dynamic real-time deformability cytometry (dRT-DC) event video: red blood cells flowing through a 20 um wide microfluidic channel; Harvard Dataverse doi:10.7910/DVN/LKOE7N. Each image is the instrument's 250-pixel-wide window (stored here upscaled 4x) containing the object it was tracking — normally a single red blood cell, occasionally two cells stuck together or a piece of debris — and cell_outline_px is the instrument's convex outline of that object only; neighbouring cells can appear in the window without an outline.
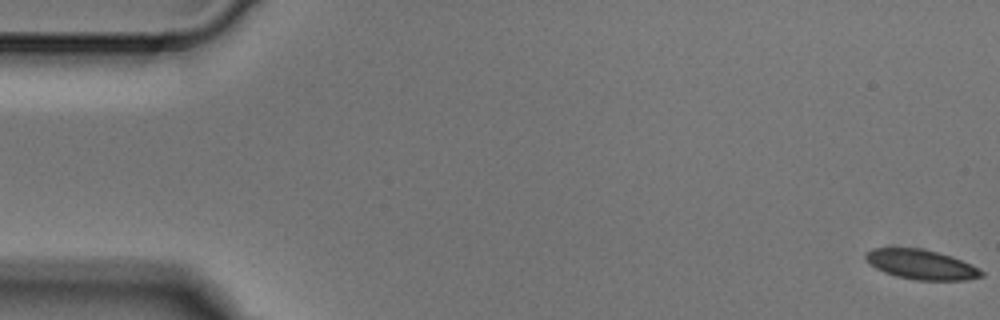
{"species": "Egyptian fruit bat (a non-hibernating species)", "species_latin": "Rousettus aegyptiacus", "temperature_condition": "cold", "stored_images_in_passage": 7, "camera_frame_rate_fps": 3000, "um_per_image_px": 0.085, "animal": {"sex": "male"}, "frame": {"image": 1, "passage_image": 1, "time_ms": 0.0, "image_size_px": [1000, 320], "cell_outline_px": [[984, 276], [968, 280], [916, 280], [896, 276], [884, 272], [868, 264], [864, 260], [864, 252], [872, 248], [920, 248], [952, 256], [972, 264], [984, 272]], "centroid_in_image_um": [78.28, 22.48], "position_along_channel_um": 6.7, "area_um2": 20.29}}
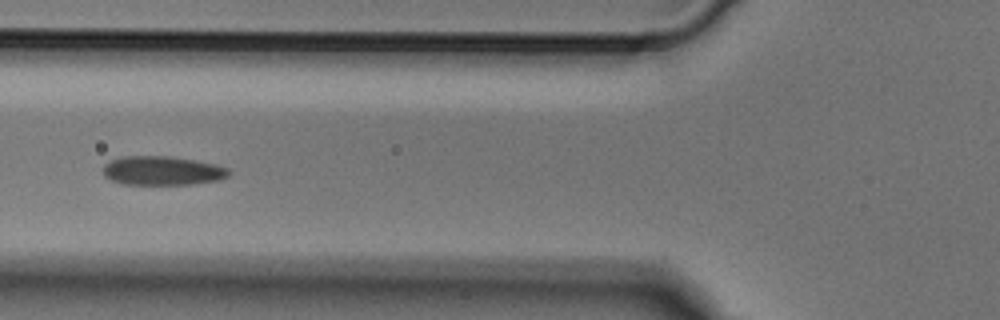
{"frame": {"image": 2, "passage_image": 6, "time_ms": 1.667, "image_size_px": [1000, 320], "cell_outline_px": [[232, 172], [228, 176], [220, 180], [192, 184], [120, 184], [104, 176], [104, 164], [112, 160], [124, 156], [168, 156], [196, 160], [216, 164], [228, 168]], "centroid_in_image_um": [13.84, 14.51], "position_along_channel_um": 112.0, "area_um2": 21.33}}
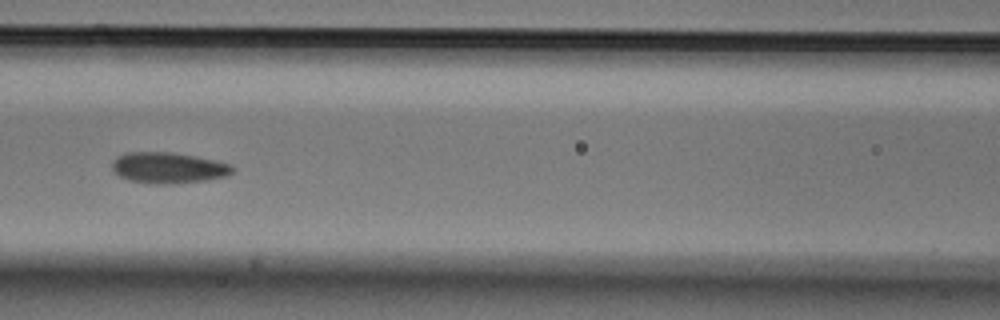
{"frame": {"image": 3, "passage_image": 7, "time_ms": 2.0, "image_size_px": [1000, 320], "cell_outline_px": [[236, 168], [232, 172], [224, 176], [204, 180], [172, 184], [128, 180], [120, 176], [112, 168], [112, 160], [116, 156], [124, 152], [172, 152], [196, 156], [216, 160], [232, 164]], "centroid_in_image_um": [14.31, 14.23], "position_along_channel_um": 152.3, "area_um2": 21.62}}